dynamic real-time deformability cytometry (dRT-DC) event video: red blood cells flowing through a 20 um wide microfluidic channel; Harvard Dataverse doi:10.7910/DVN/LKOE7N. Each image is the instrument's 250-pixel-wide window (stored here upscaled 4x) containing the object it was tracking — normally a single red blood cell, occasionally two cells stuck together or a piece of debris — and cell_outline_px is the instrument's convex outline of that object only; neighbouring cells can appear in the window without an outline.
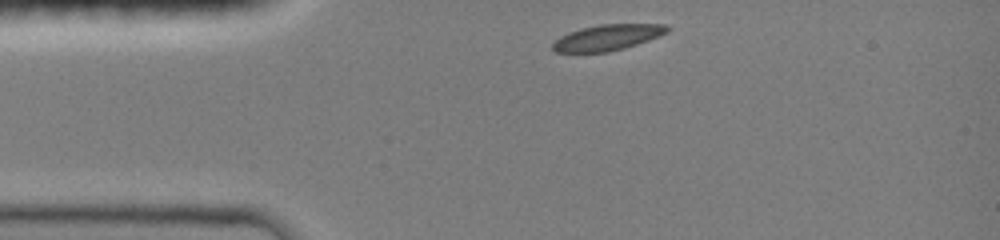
{"species": "common noctule bat (a hibernating species)", "species_latin": "Nyctalus noctula", "temperature_condition": "room temperature", "stored_images_in_passage": 33, "camera_frame_rate_fps": 3000, "um_per_image_px": 0.085, "animal": {"sex": "female", "body_mass_g": 19.0, "forearm_length_mm": 51.5}, "frame": {"image": 1, "passage_image": 1, "time_ms": 0.0, "image_size_px": [1000, 240], "cell_outline_px": [[672, 28], [668, 32], [660, 36], [624, 48], [608, 52], [556, 52], [552, 48], [552, 44], [560, 36], [568, 32], [580, 28], [600, 24], [668, 24]], "centroid_in_image_um": [51.66, 3.17], "position_along_channel_um": 33.3, "area_um2": 17.34}}
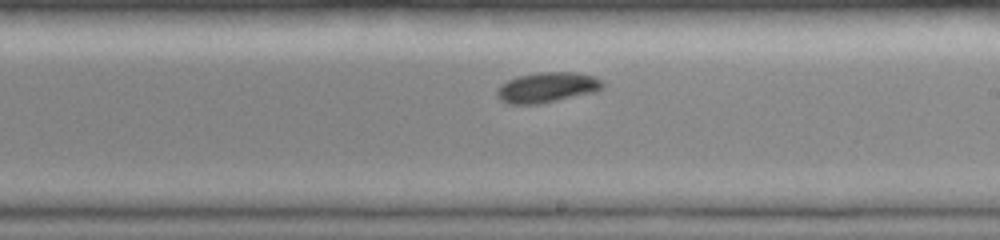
{"frame": {"image": 2, "passage_image": 19, "time_ms": 6.0, "image_size_px": [1000, 240], "cell_outline_px": [[604, 88], [596, 92], [540, 104], [508, 104], [500, 100], [496, 96], [496, 92], [500, 84], [516, 76], [540, 72], [576, 72], [596, 76], [604, 84]], "centroid_in_image_um": [46.51, 7.43], "position_along_channel_um": 242.5, "area_um2": 18.96}}
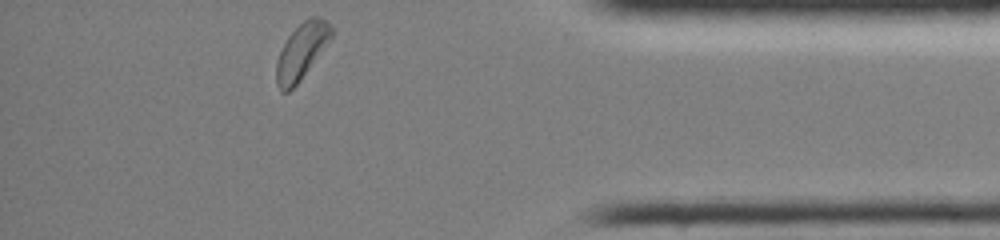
{"frame": {"image": 3, "passage_image": 33, "time_ms": 10.667, "image_size_px": [1000, 240], "cell_outline_px": [[332, 36], [300, 80], [288, 92], [280, 92], [276, 84], [276, 64], [280, 52], [288, 36], [304, 20], [312, 16], [320, 16], [332, 28]], "centroid_in_image_um": [25.6, 4.37], "position_along_channel_um": 409.6, "area_um2": 17.4}, "authors_computed_cell_mechanics": {"area_um2": 18.4382, "velocity_mm_per_s": 4.0048, "shape_relaxation_time_tau1_ms": 3.9504, "shape_relaxation_time_tau2_ms": null, "deformation_change_tau1": 0.0963, "deformation_change_tau2": null}}